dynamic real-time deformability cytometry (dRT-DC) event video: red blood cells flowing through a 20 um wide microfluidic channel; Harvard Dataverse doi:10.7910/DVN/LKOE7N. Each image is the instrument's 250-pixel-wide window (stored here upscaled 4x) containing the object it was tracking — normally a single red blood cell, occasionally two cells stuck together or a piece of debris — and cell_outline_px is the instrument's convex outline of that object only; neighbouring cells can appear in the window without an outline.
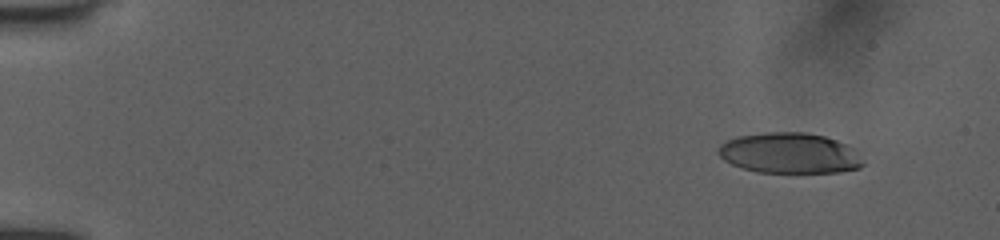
{"species": "human", "species_latin": "Homo sapiens", "temperature_condition": "room temperature", "stored_images_in_passage": 10, "camera_frame_rate_fps": 3000, "um_per_image_px": 0.085, "donor": {"sex": "female"}, "frame": {"image": 1, "passage_image": 1, "time_ms": 0.0, "image_size_px": [1000, 240], "cell_outline_px": [[864, 164], [860, 168], [836, 172], [756, 172], [732, 164], [724, 160], [716, 152], [720, 144], [736, 136], [768, 132], [808, 132], [824, 136], [848, 144], [856, 148], [864, 160]], "centroid_in_image_um": [67.15, 13.01], "position_along_channel_um": 17.8, "area_um2": 34.51}}
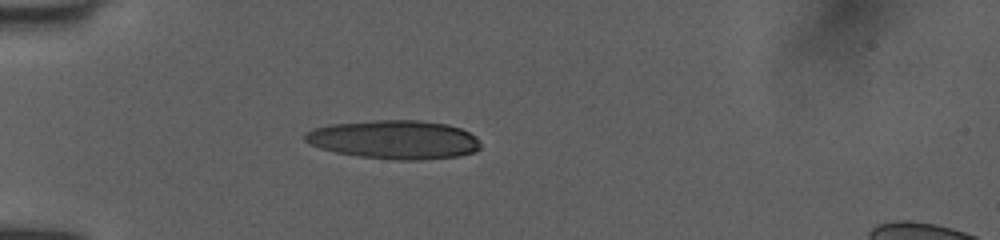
{"frame": {"image": 2, "passage_image": 6, "time_ms": 3.667, "image_size_px": [1000, 240], "cell_outline_px": [[480, 148], [476, 152], [456, 156], [420, 160], [396, 160], [360, 156], [336, 152], [320, 148], [304, 140], [304, 132], [312, 128], [328, 124], [372, 120], [420, 120], [448, 124], [460, 128], [476, 136], [480, 144]], "centroid_in_image_um": [33.51, 11.85], "position_along_channel_um": 51.5, "area_um2": 39.82}}
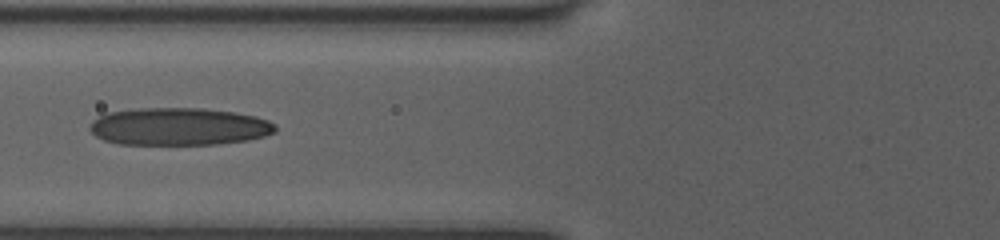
{"frame": {"image": 3, "passage_image": 9, "time_ms": 5.667, "image_size_px": [1000, 240], "cell_outline_px": [[276, 132], [264, 136], [248, 140], [216, 144], [120, 144], [104, 140], [96, 136], [88, 128], [92, 120], [104, 112], [140, 108], [204, 108], [236, 112], [256, 116], [268, 120], [276, 124]], "centroid_in_image_um": [15.2, 10.75], "position_along_channel_um": 110.6, "area_um2": 40.92}}